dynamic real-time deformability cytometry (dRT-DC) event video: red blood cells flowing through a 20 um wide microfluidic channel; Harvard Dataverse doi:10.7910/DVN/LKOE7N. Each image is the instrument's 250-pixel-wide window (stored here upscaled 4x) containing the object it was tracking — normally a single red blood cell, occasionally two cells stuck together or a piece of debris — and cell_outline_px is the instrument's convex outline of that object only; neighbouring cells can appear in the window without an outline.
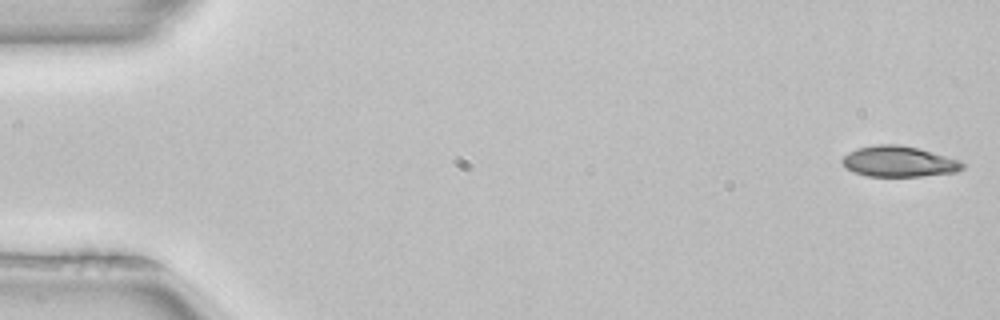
{"species": "common noctule bat (a hibernating species)", "species_latin": "Nyctalus noctula", "temperature_condition": "room temperature", "stored_images_in_passage": 9, "camera_frame_rate_fps": 3000, "um_per_image_px": 0.085, "animal": {"sex": "female", "body_mass_g": 22.7, "forearm_length_mm": 54.2}, "frame": {"image": 1, "passage_image": 1, "time_ms": 0.0, "image_size_px": [1000, 320], "cell_outline_px": [[964, 168], [956, 172], [920, 176], [868, 176], [856, 172], [848, 168], [840, 160], [848, 152], [856, 148], [876, 144], [900, 144], [920, 148], [960, 160], [964, 164]], "centroid_in_image_um": [76.42, 13.71], "position_along_channel_um": 8.6, "area_um2": 21.56}}